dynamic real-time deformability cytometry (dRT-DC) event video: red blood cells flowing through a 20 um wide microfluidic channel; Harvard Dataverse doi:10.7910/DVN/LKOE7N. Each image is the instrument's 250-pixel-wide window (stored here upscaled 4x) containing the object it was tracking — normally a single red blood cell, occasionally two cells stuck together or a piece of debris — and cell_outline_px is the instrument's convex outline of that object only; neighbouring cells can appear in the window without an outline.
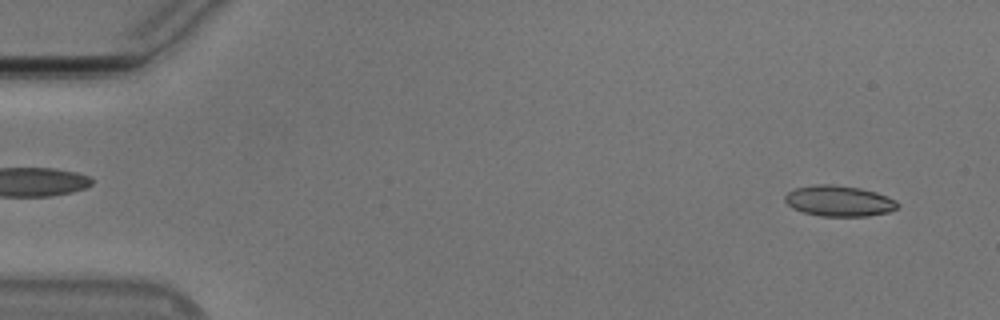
{"species": "Egyptian fruit bat (a non-hibernating species)", "species_latin": "Rousettus aegyptiacus", "temperature_condition": "cold", "stored_images_in_passage": 51, "camera_frame_rate_fps": 3000, "um_per_image_px": 0.085, "animal": {"sex": "male"}, "frame": {"image": 1, "passage_image": 1, "time_ms": 0.0, "image_size_px": [1000, 320], "cell_outline_px": [[900, 204], [896, 208], [888, 212], [868, 216], [820, 216], [804, 212], [792, 208], [784, 200], [784, 196], [788, 192], [796, 188], [816, 184], [832, 184], [860, 188], [876, 192], [896, 200]], "centroid_in_image_um": [71.31, 17.08], "position_along_channel_um": 13.7, "area_um2": 20.17}}
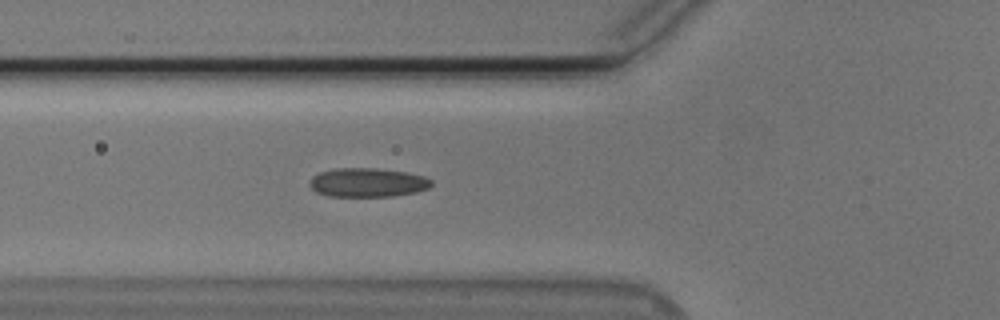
{"frame": {"image": 2, "passage_image": 17, "time_ms": 5.333, "image_size_px": [1000, 320], "cell_outline_px": [[432, 184], [428, 188], [416, 192], [392, 196], [328, 196], [316, 192], [308, 184], [312, 176], [320, 172], [336, 168], [376, 168], [408, 172], [424, 176], [432, 180]], "centroid_in_image_um": [31.24, 15.51], "position_along_channel_um": 94.6, "area_um2": 20.63}}
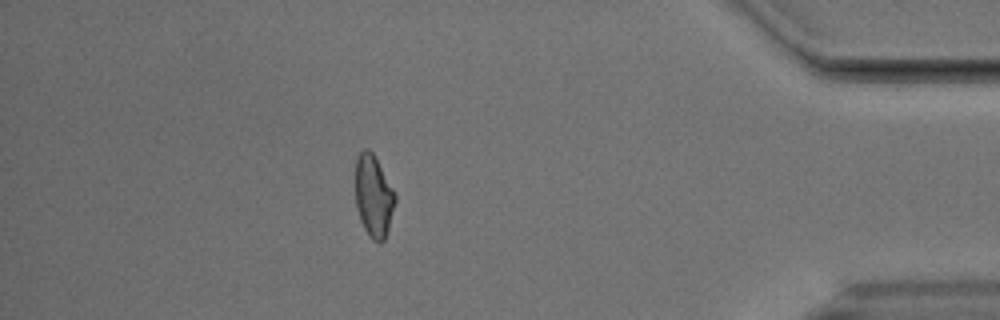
{"frame": {"image": 3, "passage_image": 45, "time_ms": 14.667, "image_size_px": [1000, 320], "cell_outline_px": [[396, 200], [388, 228], [384, 240], [380, 244], [372, 240], [368, 236], [360, 220], [356, 208], [356, 160], [360, 152], [364, 148], [368, 148], [372, 152], [392, 188], [396, 196]], "centroid_in_image_um": [31.74, 16.71], "position_along_channel_um": 403.5, "area_um2": 18.79}, "authors_computed_cell_mechanics": {"area_um2": 19.8832, "velocity_mm_per_s": 3.7711, "shape_relaxation_time_tau1_ms": 10.8961, "shape_relaxation_time_tau2_ms": 1.5639, "deformation_change_tau1": 0.2115, "deformation_change_tau2": 0.0807}}